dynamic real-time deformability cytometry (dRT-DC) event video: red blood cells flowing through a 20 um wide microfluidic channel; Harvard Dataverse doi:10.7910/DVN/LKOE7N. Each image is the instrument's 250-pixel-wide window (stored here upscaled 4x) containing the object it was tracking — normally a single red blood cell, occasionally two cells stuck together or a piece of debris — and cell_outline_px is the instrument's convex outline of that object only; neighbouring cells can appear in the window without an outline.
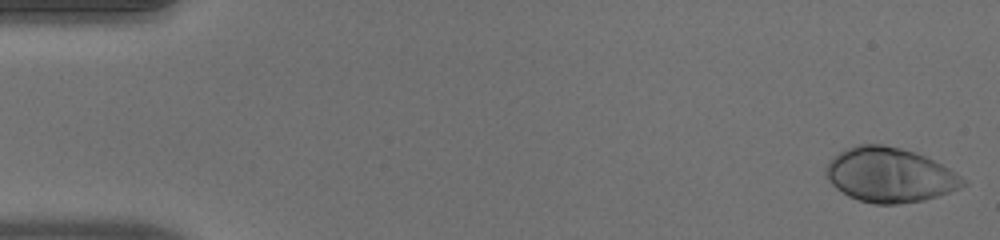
{"species": "human", "species_latin": "Homo sapiens", "temperature_condition": "warm", "stored_images_in_passage": 5, "camera_frame_rate_fps": 3000, "um_per_image_px": 0.085, "donor": {"sex": "male"}, "frame": {"image": 1, "passage_image": 1, "time_ms": 0.0, "image_size_px": [1000, 240], "cell_outline_px": [[968, 184], [960, 188], [924, 200], [896, 204], [876, 204], [860, 200], [848, 196], [836, 188], [824, 176], [824, 168], [828, 160], [832, 156], [844, 148], [856, 144], [884, 144], [900, 148], [924, 156], [956, 172], [968, 180]], "centroid_in_image_um": [75.58, 14.86], "position_along_channel_um": 9.4, "area_um2": 43.81}}